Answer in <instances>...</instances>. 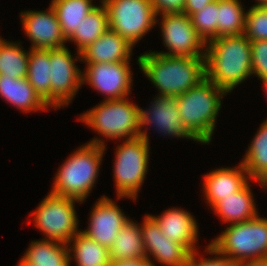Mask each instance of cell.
Masks as SVG:
<instances>
[{
    "instance_id": "6da1fadb",
    "label": "cell",
    "mask_w": 267,
    "mask_h": 266,
    "mask_svg": "<svg viewBox=\"0 0 267 266\" xmlns=\"http://www.w3.org/2000/svg\"><path fill=\"white\" fill-rule=\"evenodd\" d=\"M148 52L138 56L137 62L141 72L158 89L157 96L177 97L206 78L205 57Z\"/></svg>"
},
{
    "instance_id": "7a4b0ae2",
    "label": "cell",
    "mask_w": 267,
    "mask_h": 266,
    "mask_svg": "<svg viewBox=\"0 0 267 266\" xmlns=\"http://www.w3.org/2000/svg\"><path fill=\"white\" fill-rule=\"evenodd\" d=\"M206 78L227 94L252 76L251 45L244 35L209 41L205 55Z\"/></svg>"
},
{
    "instance_id": "3957f363",
    "label": "cell",
    "mask_w": 267,
    "mask_h": 266,
    "mask_svg": "<svg viewBox=\"0 0 267 266\" xmlns=\"http://www.w3.org/2000/svg\"><path fill=\"white\" fill-rule=\"evenodd\" d=\"M105 151V141L97 137L77 147L58 168L50 192L84 202L96 186Z\"/></svg>"
},
{
    "instance_id": "277c9868",
    "label": "cell",
    "mask_w": 267,
    "mask_h": 266,
    "mask_svg": "<svg viewBox=\"0 0 267 266\" xmlns=\"http://www.w3.org/2000/svg\"><path fill=\"white\" fill-rule=\"evenodd\" d=\"M227 93L204 78L199 84L176 97L178 111L186 130L201 144L212 141L216 120Z\"/></svg>"
},
{
    "instance_id": "5b68a950",
    "label": "cell",
    "mask_w": 267,
    "mask_h": 266,
    "mask_svg": "<svg viewBox=\"0 0 267 266\" xmlns=\"http://www.w3.org/2000/svg\"><path fill=\"white\" fill-rule=\"evenodd\" d=\"M139 109L128 97L102 101L78 117L99 136L109 139L129 140L140 137Z\"/></svg>"
},
{
    "instance_id": "8992f818",
    "label": "cell",
    "mask_w": 267,
    "mask_h": 266,
    "mask_svg": "<svg viewBox=\"0 0 267 266\" xmlns=\"http://www.w3.org/2000/svg\"><path fill=\"white\" fill-rule=\"evenodd\" d=\"M229 226L210 244L234 262L267 257V218H255Z\"/></svg>"
},
{
    "instance_id": "52a82bcc",
    "label": "cell",
    "mask_w": 267,
    "mask_h": 266,
    "mask_svg": "<svg viewBox=\"0 0 267 266\" xmlns=\"http://www.w3.org/2000/svg\"><path fill=\"white\" fill-rule=\"evenodd\" d=\"M149 145L141 136L123 140L122 144L117 145L113 178L118 199L137 200L149 168Z\"/></svg>"
},
{
    "instance_id": "ba28073f",
    "label": "cell",
    "mask_w": 267,
    "mask_h": 266,
    "mask_svg": "<svg viewBox=\"0 0 267 266\" xmlns=\"http://www.w3.org/2000/svg\"><path fill=\"white\" fill-rule=\"evenodd\" d=\"M83 202L51 192L39 203L32 212L34 225L47 240L69 244V241L80 231L75 203Z\"/></svg>"
},
{
    "instance_id": "9c48e42d",
    "label": "cell",
    "mask_w": 267,
    "mask_h": 266,
    "mask_svg": "<svg viewBox=\"0 0 267 266\" xmlns=\"http://www.w3.org/2000/svg\"><path fill=\"white\" fill-rule=\"evenodd\" d=\"M109 29L131 45L140 42L159 23L151 0H105Z\"/></svg>"
},
{
    "instance_id": "30bf717a",
    "label": "cell",
    "mask_w": 267,
    "mask_h": 266,
    "mask_svg": "<svg viewBox=\"0 0 267 266\" xmlns=\"http://www.w3.org/2000/svg\"><path fill=\"white\" fill-rule=\"evenodd\" d=\"M78 60L81 62L80 53L74 59L66 46L50 49L51 108L69 106L81 89L82 70L75 63Z\"/></svg>"
},
{
    "instance_id": "8fae6325",
    "label": "cell",
    "mask_w": 267,
    "mask_h": 266,
    "mask_svg": "<svg viewBox=\"0 0 267 266\" xmlns=\"http://www.w3.org/2000/svg\"><path fill=\"white\" fill-rule=\"evenodd\" d=\"M163 45L168 52L162 55L205 57L207 44L196 33L191 17L184 13L160 14ZM205 47V48H204Z\"/></svg>"
},
{
    "instance_id": "7c38bea8",
    "label": "cell",
    "mask_w": 267,
    "mask_h": 266,
    "mask_svg": "<svg viewBox=\"0 0 267 266\" xmlns=\"http://www.w3.org/2000/svg\"><path fill=\"white\" fill-rule=\"evenodd\" d=\"M130 61L86 64L82 83H88L105 97L104 101L118 100L130 95L133 76Z\"/></svg>"
},
{
    "instance_id": "4fadbf2b",
    "label": "cell",
    "mask_w": 267,
    "mask_h": 266,
    "mask_svg": "<svg viewBox=\"0 0 267 266\" xmlns=\"http://www.w3.org/2000/svg\"><path fill=\"white\" fill-rule=\"evenodd\" d=\"M148 109H139L140 136L148 143V125L156 127L158 133L166 136L185 138L198 142L184 127L178 111V103L174 96H156ZM146 130H143V127Z\"/></svg>"
},
{
    "instance_id": "5bb4252c",
    "label": "cell",
    "mask_w": 267,
    "mask_h": 266,
    "mask_svg": "<svg viewBox=\"0 0 267 266\" xmlns=\"http://www.w3.org/2000/svg\"><path fill=\"white\" fill-rule=\"evenodd\" d=\"M140 231L146 258L152 262L153 266L157 265L153 263L152 257L163 266H184L186 264L191 252L184 245L163 234L158 223L150 214L144 215Z\"/></svg>"
},
{
    "instance_id": "9a60e30c",
    "label": "cell",
    "mask_w": 267,
    "mask_h": 266,
    "mask_svg": "<svg viewBox=\"0 0 267 266\" xmlns=\"http://www.w3.org/2000/svg\"><path fill=\"white\" fill-rule=\"evenodd\" d=\"M107 196H101L92 207L88 227L82 230L92 240L110 249L121 228L130 220L121 207Z\"/></svg>"
},
{
    "instance_id": "2e32d148",
    "label": "cell",
    "mask_w": 267,
    "mask_h": 266,
    "mask_svg": "<svg viewBox=\"0 0 267 266\" xmlns=\"http://www.w3.org/2000/svg\"><path fill=\"white\" fill-rule=\"evenodd\" d=\"M20 20L31 49H54L66 46L67 40L52 6L46 11L26 10L20 12Z\"/></svg>"
},
{
    "instance_id": "e0dca14e",
    "label": "cell",
    "mask_w": 267,
    "mask_h": 266,
    "mask_svg": "<svg viewBox=\"0 0 267 266\" xmlns=\"http://www.w3.org/2000/svg\"><path fill=\"white\" fill-rule=\"evenodd\" d=\"M203 179L204 199L211 208L223 197L241 190L250 181L248 172L241 162L234 168L221 167L212 170L205 174Z\"/></svg>"
},
{
    "instance_id": "ac0fdd59",
    "label": "cell",
    "mask_w": 267,
    "mask_h": 266,
    "mask_svg": "<svg viewBox=\"0 0 267 266\" xmlns=\"http://www.w3.org/2000/svg\"><path fill=\"white\" fill-rule=\"evenodd\" d=\"M159 225L163 234L184 245L190 252L197 250L199 239L197 221L191 213L180 208H169L161 215H150Z\"/></svg>"
},
{
    "instance_id": "d6986e66",
    "label": "cell",
    "mask_w": 267,
    "mask_h": 266,
    "mask_svg": "<svg viewBox=\"0 0 267 266\" xmlns=\"http://www.w3.org/2000/svg\"><path fill=\"white\" fill-rule=\"evenodd\" d=\"M133 47L117 32L108 29L80 52L81 61L86 64L130 61Z\"/></svg>"
},
{
    "instance_id": "ffe728a7",
    "label": "cell",
    "mask_w": 267,
    "mask_h": 266,
    "mask_svg": "<svg viewBox=\"0 0 267 266\" xmlns=\"http://www.w3.org/2000/svg\"><path fill=\"white\" fill-rule=\"evenodd\" d=\"M0 97L25 113L47 111L50 107L34 90L27 78L15 79L0 75Z\"/></svg>"
},
{
    "instance_id": "44dd1931",
    "label": "cell",
    "mask_w": 267,
    "mask_h": 266,
    "mask_svg": "<svg viewBox=\"0 0 267 266\" xmlns=\"http://www.w3.org/2000/svg\"><path fill=\"white\" fill-rule=\"evenodd\" d=\"M248 182L241 190L223 197L213 207L221 222L235 224L251 220L259 215Z\"/></svg>"
},
{
    "instance_id": "7402d4cb",
    "label": "cell",
    "mask_w": 267,
    "mask_h": 266,
    "mask_svg": "<svg viewBox=\"0 0 267 266\" xmlns=\"http://www.w3.org/2000/svg\"><path fill=\"white\" fill-rule=\"evenodd\" d=\"M17 266H70L69 246L58 241H31Z\"/></svg>"
},
{
    "instance_id": "603a6c76",
    "label": "cell",
    "mask_w": 267,
    "mask_h": 266,
    "mask_svg": "<svg viewBox=\"0 0 267 266\" xmlns=\"http://www.w3.org/2000/svg\"><path fill=\"white\" fill-rule=\"evenodd\" d=\"M67 245L69 246L70 262L75 261L77 266H110L109 249L92 240L81 230Z\"/></svg>"
},
{
    "instance_id": "cb8c5ba5",
    "label": "cell",
    "mask_w": 267,
    "mask_h": 266,
    "mask_svg": "<svg viewBox=\"0 0 267 266\" xmlns=\"http://www.w3.org/2000/svg\"><path fill=\"white\" fill-rule=\"evenodd\" d=\"M260 125L240 162L247 170L251 181L255 180L263 186L267 179V119Z\"/></svg>"
},
{
    "instance_id": "d4e9b609",
    "label": "cell",
    "mask_w": 267,
    "mask_h": 266,
    "mask_svg": "<svg viewBox=\"0 0 267 266\" xmlns=\"http://www.w3.org/2000/svg\"><path fill=\"white\" fill-rule=\"evenodd\" d=\"M109 252L111 261L145 258L146 253L141 236L140 224L130 219L120 229Z\"/></svg>"
},
{
    "instance_id": "484cf974",
    "label": "cell",
    "mask_w": 267,
    "mask_h": 266,
    "mask_svg": "<svg viewBox=\"0 0 267 266\" xmlns=\"http://www.w3.org/2000/svg\"><path fill=\"white\" fill-rule=\"evenodd\" d=\"M50 49L29 48L28 82L51 108Z\"/></svg>"
},
{
    "instance_id": "4316f807",
    "label": "cell",
    "mask_w": 267,
    "mask_h": 266,
    "mask_svg": "<svg viewBox=\"0 0 267 266\" xmlns=\"http://www.w3.org/2000/svg\"><path fill=\"white\" fill-rule=\"evenodd\" d=\"M109 29L107 10L103 4L96 7L82 19L73 35L67 40L77 46V54L97 40Z\"/></svg>"
},
{
    "instance_id": "83f0119b",
    "label": "cell",
    "mask_w": 267,
    "mask_h": 266,
    "mask_svg": "<svg viewBox=\"0 0 267 266\" xmlns=\"http://www.w3.org/2000/svg\"><path fill=\"white\" fill-rule=\"evenodd\" d=\"M93 0H52L51 6L56 13L62 34L68 40L82 22L96 6Z\"/></svg>"
},
{
    "instance_id": "f1b7e54d",
    "label": "cell",
    "mask_w": 267,
    "mask_h": 266,
    "mask_svg": "<svg viewBox=\"0 0 267 266\" xmlns=\"http://www.w3.org/2000/svg\"><path fill=\"white\" fill-rule=\"evenodd\" d=\"M23 49L20 42H10L0 36V75L27 78L29 51Z\"/></svg>"
},
{
    "instance_id": "f546056e",
    "label": "cell",
    "mask_w": 267,
    "mask_h": 266,
    "mask_svg": "<svg viewBox=\"0 0 267 266\" xmlns=\"http://www.w3.org/2000/svg\"><path fill=\"white\" fill-rule=\"evenodd\" d=\"M240 0H218L217 37L242 35L246 12Z\"/></svg>"
},
{
    "instance_id": "4dcf8cb0",
    "label": "cell",
    "mask_w": 267,
    "mask_h": 266,
    "mask_svg": "<svg viewBox=\"0 0 267 266\" xmlns=\"http://www.w3.org/2000/svg\"><path fill=\"white\" fill-rule=\"evenodd\" d=\"M190 17L196 33L206 44L217 37L218 0L206 5Z\"/></svg>"
},
{
    "instance_id": "1f68e13d",
    "label": "cell",
    "mask_w": 267,
    "mask_h": 266,
    "mask_svg": "<svg viewBox=\"0 0 267 266\" xmlns=\"http://www.w3.org/2000/svg\"><path fill=\"white\" fill-rule=\"evenodd\" d=\"M250 41L267 40V6H251L246 11L243 33Z\"/></svg>"
},
{
    "instance_id": "d6a6232c",
    "label": "cell",
    "mask_w": 267,
    "mask_h": 266,
    "mask_svg": "<svg viewBox=\"0 0 267 266\" xmlns=\"http://www.w3.org/2000/svg\"><path fill=\"white\" fill-rule=\"evenodd\" d=\"M205 248L207 254L212 255L211 258H204L203 256L197 257L198 250L191 252L190 257L184 266H239L237 262H234L229 257L221 254L210 243Z\"/></svg>"
},
{
    "instance_id": "836d02e7",
    "label": "cell",
    "mask_w": 267,
    "mask_h": 266,
    "mask_svg": "<svg viewBox=\"0 0 267 266\" xmlns=\"http://www.w3.org/2000/svg\"><path fill=\"white\" fill-rule=\"evenodd\" d=\"M252 75L267 79V40L250 41Z\"/></svg>"
},
{
    "instance_id": "e575fe53",
    "label": "cell",
    "mask_w": 267,
    "mask_h": 266,
    "mask_svg": "<svg viewBox=\"0 0 267 266\" xmlns=\"http://www.w3.org/2000/svg\"><path fill=\"white\" fill-rule=\"evenodd\" d=\"M186 0H151L157 16L165 13H183Z\"/></svg>"
},
{
    "instance_id": "d590c367",
    "label": "cell",
    "mask_w": 267,
    "mask_h": 266,
    "mask_svg": "<svg viewBox=\"0 0 267 266\" xmlns=\"http://www.w3.org/2000/svg\"><path fill=\"white\" fill-rule=\"evenodd\" d=\"M216 0H186L183 8V13L191 16L192 14L201 11L203 7L209 5Z\"/></svg>"
},
{
    "instance_id": "8d00e7d4",
    "label": "cell",
    "mask_w": 267,
    "mask_h": 266,
    "mask_svg": "<svg viewBox=\"0 0 267 266\" xmlns=\"http://www.w3.org/2000/svg\"><path fill=\"white\" fill-rule=\"evenodd\" d=\"M110 266H153L152 262L145 258L111 261Z\"/></svg>"
},
{
    "instance_id": "74e56055",
    "label": "cell",
    "mask_w": 267,
    "mask_h": 266,
    "mask_svg": "<svg viewBox=\"0 0 267 266\" xmlns=\"http://www.w3.org/2000/svg\"><path fill=\"white\" fill-rule=\"evenodd\" d=\"M239 266H267V257L239 263Z\"/></svg>"
},
{
    "instance_id": "f35d334b",
    "label": "cell",
    "mask_w": 267,
    "mask_h": 266,
    "mask_svg": "<svg viewBox=\"0 0 267 266\" xmlns=\"http://www.w3.org/2000/svg\"><path fill=\"white\" fill-rule=\"evenodd\" d=\"M257 4H253V6H267V0H255Z\"/></svg>"
},
{
    "instance_id": "ab89813d",
    "label": "cell",
    "mask_w": 267,
    "mask_h": 266,
    "mask_svg": "<svg viewBox=\"0 0 267 266\" xmlns=\"http://www.w3.org/2000/svg\"><path fill=\"white\" fill-rule=\"evenodd\" d=\"M263 83V87H264V91H265V94H266V98H267V79H264L261 81Z\"/></svg>"
},
{
    "instance_id": "60d3db41",
    "label": "cell",
    "mask_w": 267,
    "mask_h": 266,
    "mask_svg": "<svg viewBox=\"0 0 267 266\" xmlns=\"http://www.w3.org/2000/svg\"><path fill=\"white\" fill-rule=\"evenodd\" d=\"M262 188L267 189V179L263 182V186H262Z\"/></svg>"
}]
</instances>
